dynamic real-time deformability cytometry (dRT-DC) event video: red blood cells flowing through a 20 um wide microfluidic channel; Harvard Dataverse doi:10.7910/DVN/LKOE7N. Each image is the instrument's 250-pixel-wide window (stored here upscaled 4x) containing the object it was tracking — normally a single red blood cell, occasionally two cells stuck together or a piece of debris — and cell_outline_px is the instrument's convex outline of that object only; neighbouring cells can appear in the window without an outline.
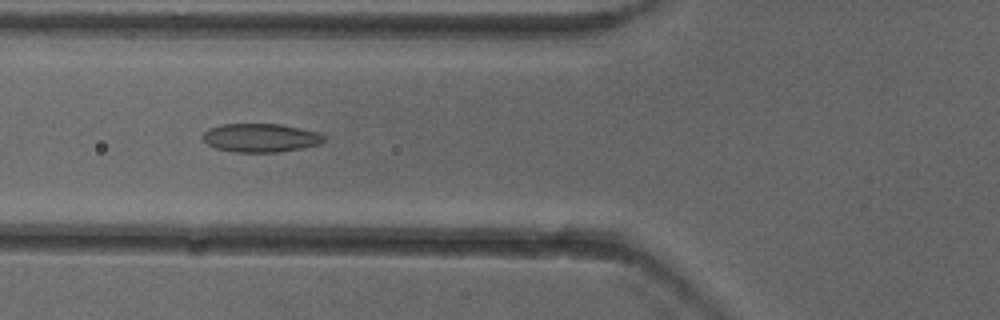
{"species": "common noctule bat (a hibernating species)", "species_latin": "Nyctalus noctula", "temperature_condition": "cold", "stored_images_in_passage": 52, "camera_frame_rate_fps": 3000, "um_per_image_px": 0.085, "animal": {"sex": "female"}, "frame": {"image": 1, "passage_image": 20, "time_ms": 6.333, "image_size_px": [1000, 320], "cell_outline_px": [[324, 140], [320, 144], [300, 148], [276, 152], [236, 152], [216, 148], [208, 144], [200, 136], [208, 128], [220, 124], [280, 124], [320, 132], [324, 136]], "centroid_in_image_um": [22.13, 11.7], "position_along_channel_um": 103.7, "area_um2": 20.17}}
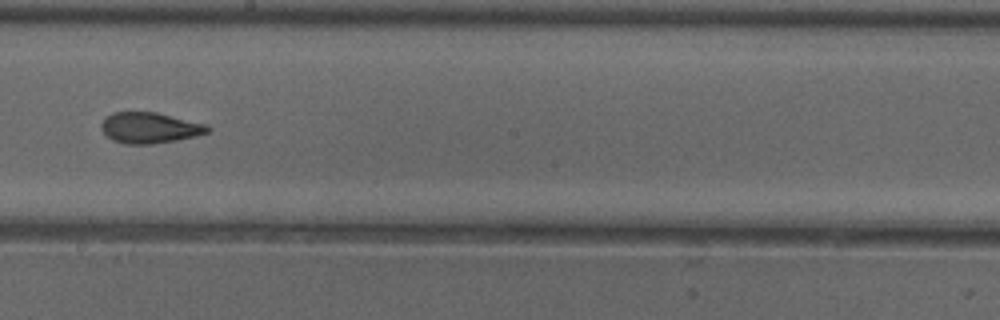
{"frame": {"image": 2, "passage_image": 30, "time_ms": 9.667, "image_size_px": [1000, 320], "cell_outline_px": [[212, 128], [208, 132], [196, 136], [176, 140], [152, 144], [124, 144], [112, 140], [100, 128], [100, 124], [104, 116], [112, 112], [156, 112], [208, 124]], "centroid_in_image_um": [12.72, 10.85], "position_along_channel_um": 235.5, "area_um2": 19.36}}
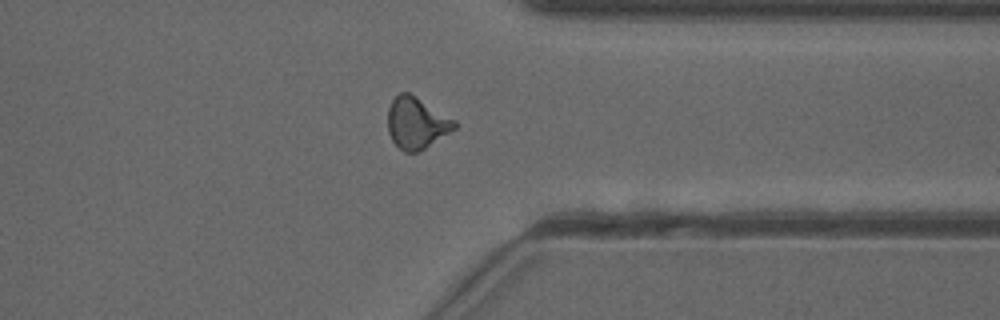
{"frame": {"image": 3, "passage_image": 41, "time_ms": 13.333, "image_size_px": [1000, 320], "cell_outline_px": [[460, 124], [456, 128], [424, 148], [416, 152], [404, 152], [392, 140], [388, 132], [388, 108], [392, 100], [400, 92], [408, 92], [456, 120]], "centroid_in_image_um": [35.41, 10.45], "position_along_channel_um": 376.0, "area_um2": 19.83}, "authors_computed_cell_mechanics": {"area_um2": 19.5075, "velocity_mm_per_s": 3.9323, "shape_relaxation_time_tau1_ms": 8.2398, "shape_relaxation_time_tau2_ms": 2.6214, "deformation_change_tau1": 0.1831, "deformation_change_tau2": 0.0912}}